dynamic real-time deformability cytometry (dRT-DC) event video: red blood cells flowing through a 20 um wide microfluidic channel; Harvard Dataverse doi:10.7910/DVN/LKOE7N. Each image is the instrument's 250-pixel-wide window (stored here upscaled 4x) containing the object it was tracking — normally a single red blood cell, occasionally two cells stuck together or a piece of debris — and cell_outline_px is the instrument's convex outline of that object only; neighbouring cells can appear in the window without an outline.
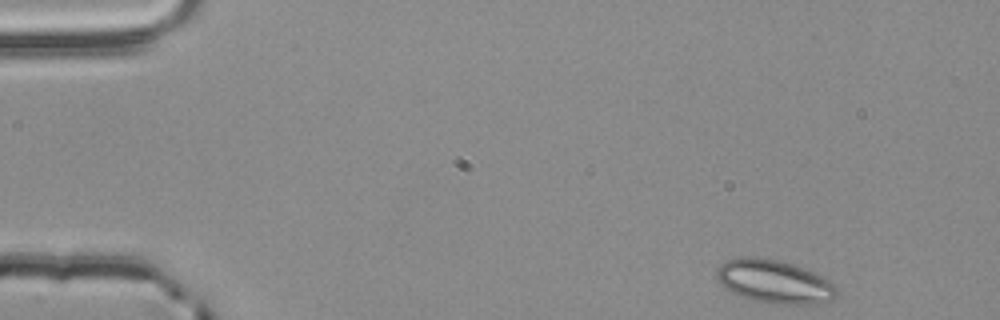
{"species": "common noctule bat (a hibernating species)", "species_latin": "Nyctalus noctula", "temperature_condition": "room temperature", "stored_images_in_passage": 50, "camera_frame_rate_fps": 3000, "um_per_image_px": 0.085, "animal": {"sex": "male", "body_mass_g": 20.4}, "frame": {"image": 1, "passage_image": 1, "time_ms": 0.0, "image_size_px": [1000, 320], "cell_outline_px": [[840, 292], [836, 300], [820, 304], [772, 304], [752, 300], [732, 292], [724, 288], [720, 284], [716, 276], [716, 272], [720, 264], [728, 260], [740, 256], [752, 256], [780, 260], [804, 268], [824, 276]], "centroid_in_image_um": [65.86, 23.95], "position_along_channel_um": 19.1, "area_um2": 30.87}}
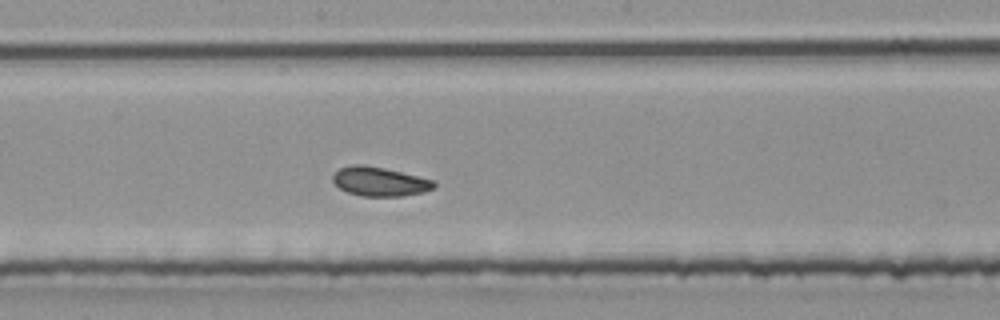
{"frame": {"image": 2, "passage_image": 25, "time_ms": 8.0, "image_size_px": [1000, 320], "cell_outline_px": [[436, 188], [424, 192], [400, 196], [360, 196], [348, 192], [340, 188], [332, 180], [332, 176], [340, 168], [352, 164], [364, 164], [384, 168], [436, 180]], "centroid_in_image_um": [32.31, 15.43], "position_along_channel_um": 215.9, "area_um2": 17.28}}
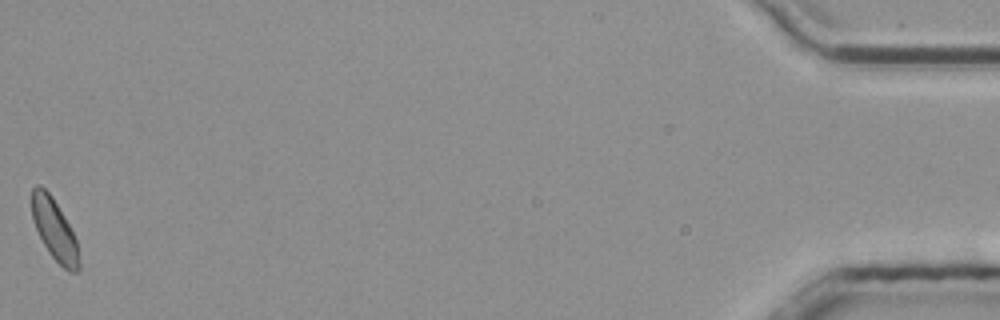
{"frame": {"image": 3, "passage_image": 50, "time_ms": 16.333, "image_size_px": [1000, 320], "cell_outline_px": [[80, 268], [76, 272], [68, 272], [48, 252], [36, 228], [32, 216], [32, 188], [36, 184], [40, 184], [52, 196], [64, 216], [76, 240], [80, 264]], "centroid_in_image_um": [4.63, 19.52], "position_along_channel_um": 430.6, "area_um2": 16.53}, "authors_computed_cell_mechanics": {"area_um2": 17.3689, "velocity_mm_per_s": 3.8173, "shape_relaxation_time_tau1_ms": 3.3374, "shape_relaxation_time_tau2_ms": 2.1691, "deformation_change_tau1": 0.0502, "deformation_change_tau2": 0.0707}}